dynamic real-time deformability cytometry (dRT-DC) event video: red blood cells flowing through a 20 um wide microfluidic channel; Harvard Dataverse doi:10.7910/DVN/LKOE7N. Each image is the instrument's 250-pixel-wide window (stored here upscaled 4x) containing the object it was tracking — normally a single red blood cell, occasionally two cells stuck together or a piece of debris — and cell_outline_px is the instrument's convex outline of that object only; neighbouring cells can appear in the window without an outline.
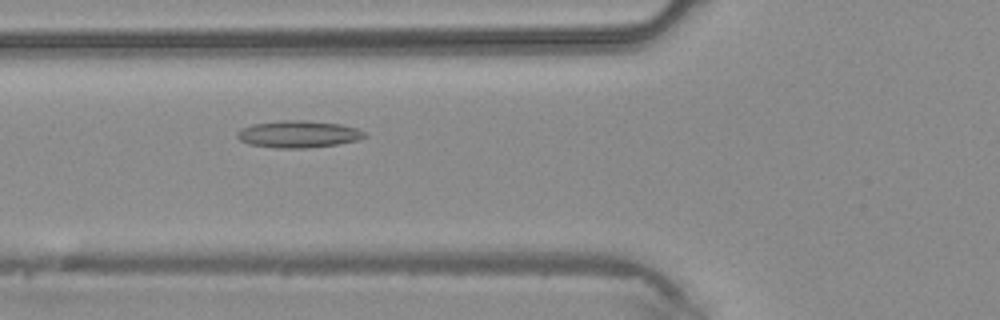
{"species": "common noctule bat (a hibernating species)", "species_latin": "Nyctalus noctula", "temperature_condition": "warm", "stored_images_in_passage": 44, "camera_frame_rate_fps": 3000, "um_per_image_px": 0.085, "animal": {"sex": "male", "body_mass_g": 20.4}, "frame": {"image": 1, "passage_image": 17, "time_ms": 5.333, "image_size_px": [1000, 320], "cell_outline_px": [[368, 136], [356, 140], [336, 144], [308, 148], [276, 148], [248, 144], [240, 140], [236, 136], [236, 132], [240, 128], [252, 124], [280, 120], [308, 120], [340, 124], [356, 128], [364, 132]], "centroid_in_image_um": [25.31, 11.39], "position_along_channel_um": 100.5, "area_um2": 20.17}}
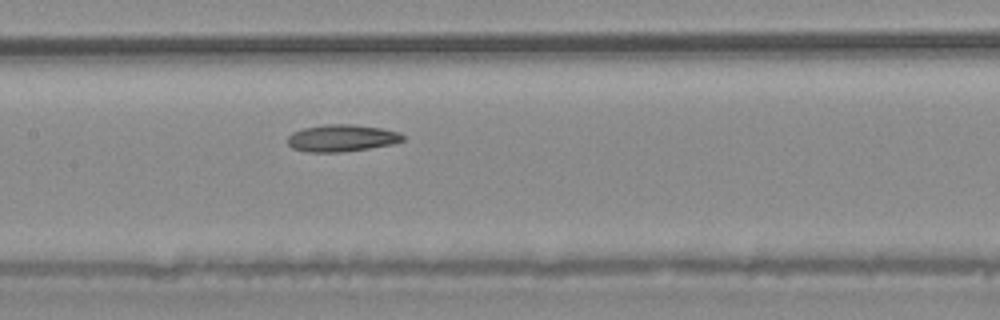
{"frame": {"image": 2, "passage_image": 22, "time_ms": 7.0, "image_size_px": [1000, 320], "cell_outline_px": [[404, 140], [392, 144], [368, 148], [340, 152], [304, 152], [292, 148], [288, 144], [288, 136], [292, 132], [304, 128], [324, 124], [352, 124], [380, 128], [400, 132], [404, 136]], "centroid_in_image_um": [29.02, 11.73], "position_along_channel_um": 178.4, "area_um2": 18.15}}
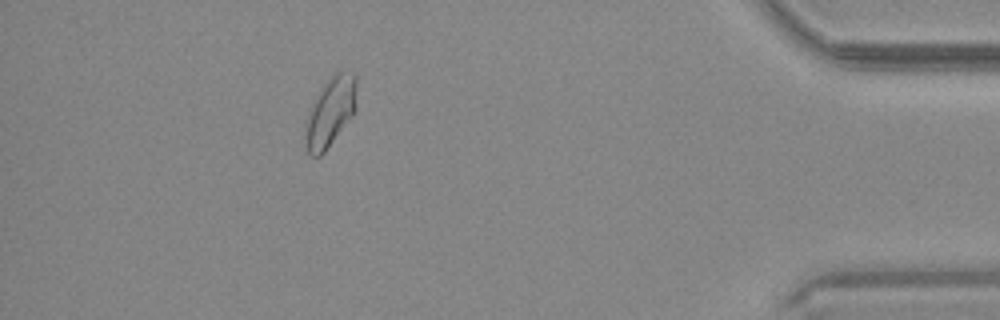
{"frame": {"image": 3, "passage_image": 40, "time_ms": 13.0, "image_size_px": [1000, 320], "cell_outline_px": [[356, 108], [324, 152], [320, 156], [312, 156], [308, 152], [304, 136], [304, 124], [308, 112], [316, 96], [328, 80], [336, 72], [356, 72]], "centroid_in_image_um": [28.05, 9.5], "position_along_channel_um": 407.1, "area_um2": 20.29}}